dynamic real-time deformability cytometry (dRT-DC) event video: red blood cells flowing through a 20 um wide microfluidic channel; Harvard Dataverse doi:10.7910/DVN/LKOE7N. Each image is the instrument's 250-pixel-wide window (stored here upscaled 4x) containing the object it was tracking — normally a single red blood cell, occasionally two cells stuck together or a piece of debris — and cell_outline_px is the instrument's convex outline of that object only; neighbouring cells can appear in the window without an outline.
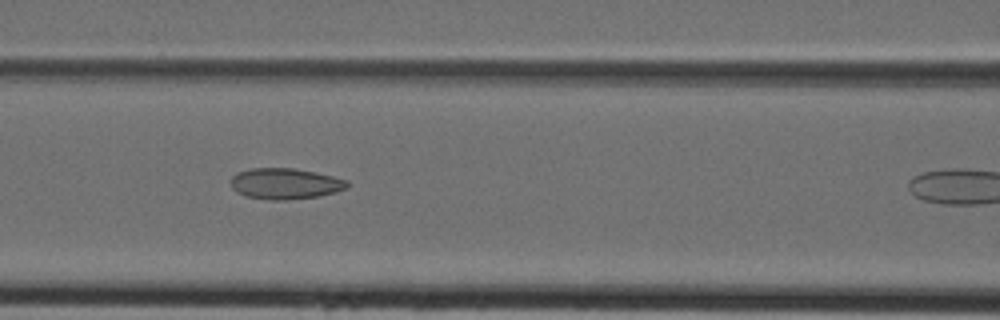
{"species": "Egyptian fruit bat (a non-hibernating species)", "species_latin": "Rousettus aegyptiacus", "temperature_condition": "cold", "stored_images_in_passage": 13, "camera_frame_rate_fps": 3000, "um_per_image_px": 0.085, "animal": {"sex": "female"}, "frame": {"image": 1, "passage_image": 10, "time_ms": 3.0, "image_size_px": [1000, 320], "cell_outline_px": [[348, 188], [336, 192], [320, 196], [288, 200], [268, 200], [244, 196], [236, 192], [232, 188], [232, 176], [236, 172], [248, 168], [292, 168], [316, 172], [348, 180]], "centroid_in_image_um": [24.23, 15.61], "position_along_channel_um": 142.4, "area_um2": 21.27}}